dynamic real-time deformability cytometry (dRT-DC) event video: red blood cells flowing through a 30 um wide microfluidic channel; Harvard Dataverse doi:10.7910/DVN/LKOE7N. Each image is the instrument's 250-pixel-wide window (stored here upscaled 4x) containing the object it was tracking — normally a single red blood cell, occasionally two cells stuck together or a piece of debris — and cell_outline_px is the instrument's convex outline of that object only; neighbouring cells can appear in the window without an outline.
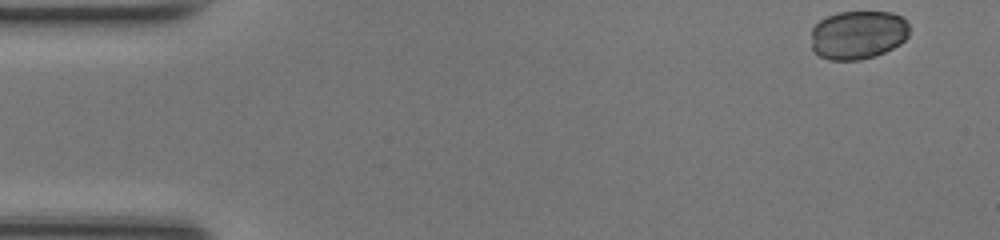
{"species": "common noctule bat (a hibernating species)", "species_latin": "Nyctalus noctula", "temperature_condition": "room temperature", "stored_images_in_passage": 47, "camera_frame_rate_fps": 3000, "um_per_image_px": 0.085, "animal": {"sex": "female", "body_mass_g": 17.0, "forearm_length_mm": 48.0}, "frame": {"image": 1, "passage_image": 1, "time_ms": 0.0, "image_size_px": [1000, 240], "cell_outline_px": [[908, 36], [900, 44], [884, 52], [860, 60], [828, 60], [812, 52], [812, 28], [820, 20], [828, 16], [840, 12], [892, 12], [900, 16], [908, 24]], "centroid_in_image_um": [72.9, 2.97], "position_along_channel_um": 12.1, "area_um2": 27.8}}
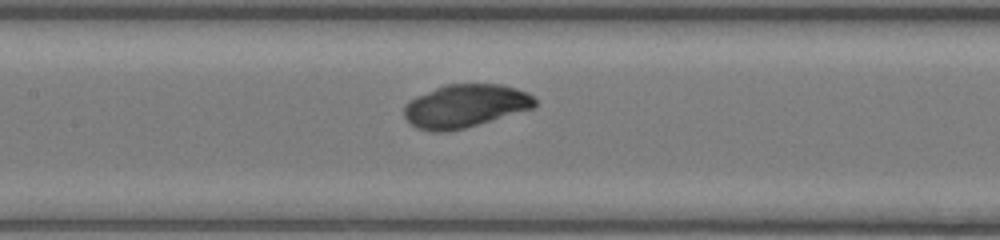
{"frame": {"image": 2, "passage_image": 21, "time_ms": 6.667, "image_size_px": [1000, 240], "cell_outline_px": [[536, 104], [532, 108], [464, 128], [448, 132], [432, 132], [416, 128], [404, 116], [404, 108], [408, 100], [416, 96], [444, 84], [500, 84], [516, 88], [528, 92], [536, 100]], "centroid_in_image_um": [39.51, 9.0], "position_along_channel_um": 167.9, "area_um2": 32.77}}
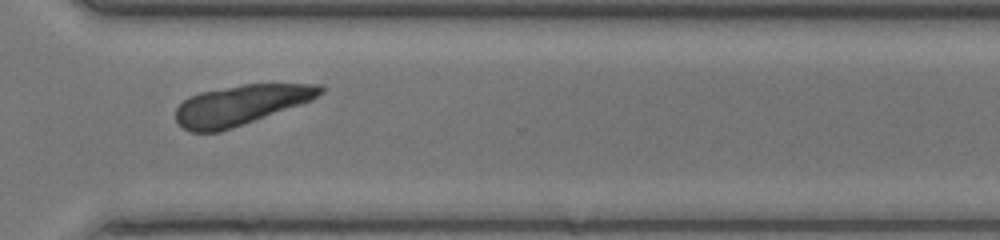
{"frame": {"image": 3, "passage_image": 34, "time_ms": 11.0, "image_size_px": [1000, 240], "cell_outline_px": [[324, 92], [312, 100], [220, 132], [192, 132], [184, 128], [176, 120], [176, 108], [188, 96], [200, 92], [244, 84], [324, 84]], "centroid_in_image_um": [20.47, 8.91], "position_along_channel_um": 350.1, "area_um2": 33.29}}